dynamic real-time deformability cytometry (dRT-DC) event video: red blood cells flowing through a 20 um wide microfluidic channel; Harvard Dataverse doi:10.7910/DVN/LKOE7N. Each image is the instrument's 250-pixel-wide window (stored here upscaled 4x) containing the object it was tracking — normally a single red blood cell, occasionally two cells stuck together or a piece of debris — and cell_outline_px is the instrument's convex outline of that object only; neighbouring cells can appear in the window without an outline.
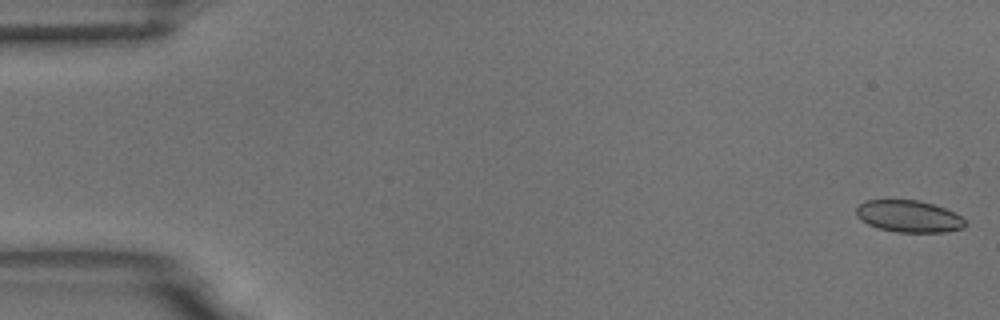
{"species": "common noctule bat (a hibernating species)", "species_latin": "Nyctalus noctula", "temperature_condition": "room temperature", "stored_images_in_passage": 52, "camera_frame_rate_fps": 3000, "um_per_image_px": 0.085, "animal": {"sex": "male", "body_mass_g": 18.8}, "frame": {"image": 1, "passage_image": 1, "time_ms": 0.0, "image_size_px": [1000, 320], "cell_outline_px": [[968, 224], [964, 228], [944, 232], [896, 232], [880, 228], [868, 224], [856, 212], [856, 208], [864, 200], [916, 200], [932, 204], [944, 208], [968, 220]], "centroid_in_image_um": [77.31, 18.39], "position_along_channel_um": 7.7, "area_um2": 20.06}}
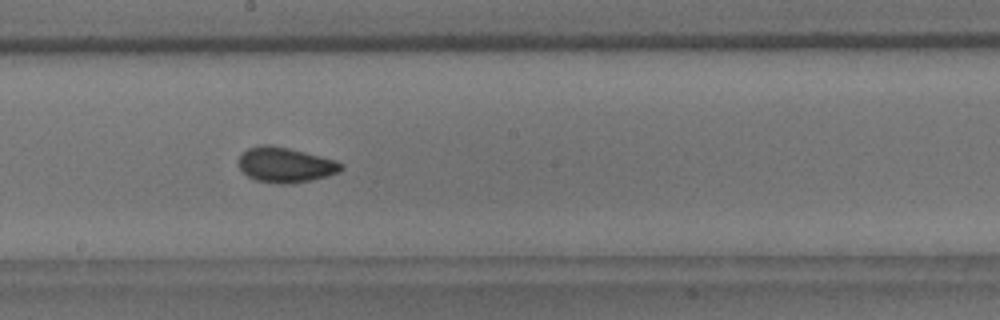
{"frame": {"image": 2, "passage_image": 31, "time_ms": 10.0, "image_size_px": [1000, 320], "cell_outline_px": [[344, 168], [340, 172], [328, 176], [292, 184], [280, 184], [256, 180], [248, 176], [240, 168], [240, 156], [248, 148], [260, 144], [272, 144], [336, 160], [344, 164]], "centroid_in_image_um": [24.3, 14.01], "position_along_channel_um": 223.9, "area_um2": 20.98}}
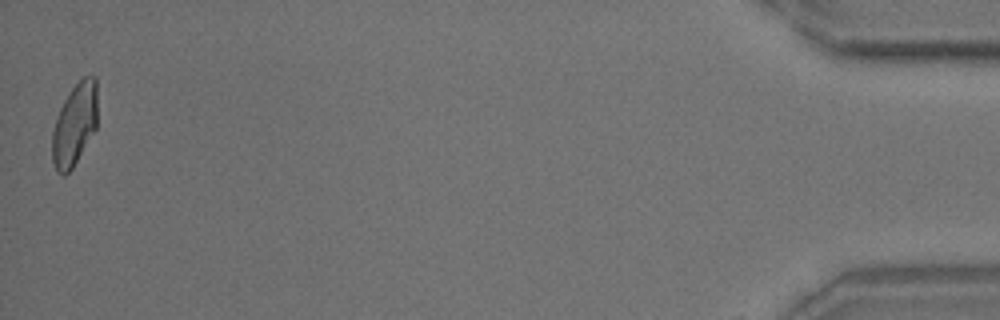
{"frame": {"image": 3, "passage_image": 52, "time_ms": 17.0, "image_size_px": [1000, 320], "cell_outline_px": [[96, 128], [72, 168], [64, 176], [56, 172], [52, 160], [52, 132], [56, 116], [64, 100], [72, 88], [84, 76], [96, 76]], "centroid_in_image_um": [6.32, 10.6], "position_along_channel_um": 428.9, "area_um2": 21.5}, "authors_computed_cell_mechanics": {"area_um2": 20.6057, "velocity_mm_per_s": 3.5954, "shape_relaxation_time_tau1_ms": 3.4128, "shape_relaxation_time_tau2_ms": 0.9676, "deformation_change_tau1": 0.083, "deformation_change_tau2": 0.0589}}